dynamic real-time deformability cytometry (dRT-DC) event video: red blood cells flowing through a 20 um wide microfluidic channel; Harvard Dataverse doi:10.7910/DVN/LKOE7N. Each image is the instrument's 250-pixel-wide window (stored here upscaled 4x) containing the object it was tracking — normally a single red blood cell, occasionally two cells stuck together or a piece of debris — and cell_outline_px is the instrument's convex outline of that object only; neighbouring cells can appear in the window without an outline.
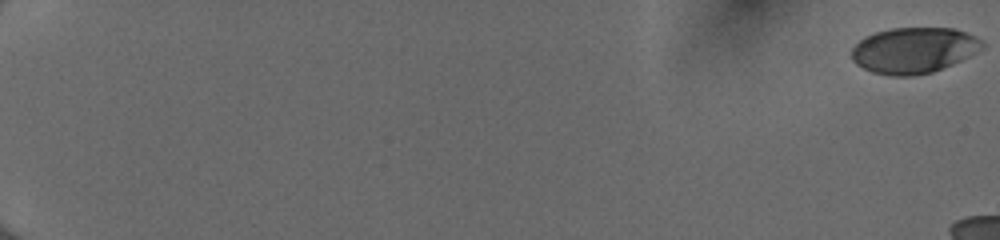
{"species": "human", "species_latin": "Homo sapiens", "temperature_condition": "cold", "stored_images_in_passage": 15, "camera_frame_rate_fps": 3000, "um_per_image_px": 0.085, "donor": {"sex": "female"}, "frame": {"image": 1, "passage_image": 1, "time_ms": 0.0, "image_size_px": [1000, 240], "cell_outline_px": [[984, 48], [952, 64], [932, 72], [912, 76], [892, 76], [872, 72], [856, 64], [852, 60], [852, 48], [864, 36], [876, 32], [892, 28], [952, 28], [976, 36], [984, 44]], "centroid_in_image_um": [77.65, 4.27], "position_along_channel_um": 7.3, "area_um2": 34.74}}